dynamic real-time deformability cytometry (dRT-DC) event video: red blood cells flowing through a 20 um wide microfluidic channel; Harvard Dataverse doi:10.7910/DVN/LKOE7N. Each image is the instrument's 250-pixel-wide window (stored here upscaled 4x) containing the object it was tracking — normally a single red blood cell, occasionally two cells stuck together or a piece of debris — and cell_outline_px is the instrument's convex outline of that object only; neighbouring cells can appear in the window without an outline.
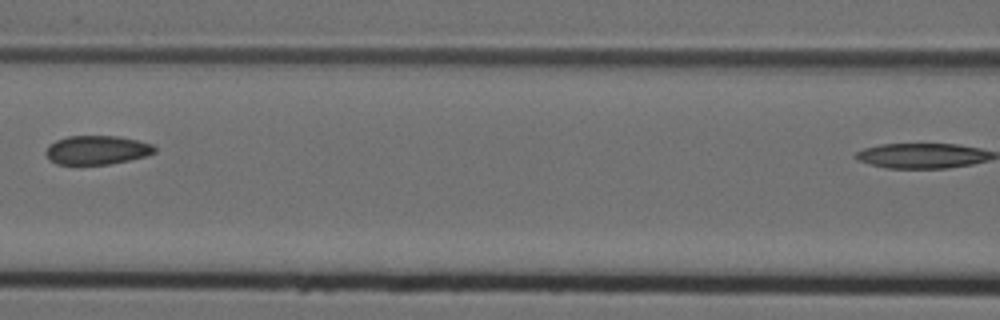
{"species": "Egyptian fruit bat (a non-hibernating species)", "species_latin": "Rousettus aegyptiacus", "temperature_condition": "cold", "stored_images_in_passage": 8, "camera_frame_rate_fps": 3000, "um_per_image_px": 0.085, "animal": {"sex": "female"}, "frame": {"image": 1, "passage_image": 6, "time_ms": 1.667, "image_size_px": [1000, 320], "cell_outline_px": [[156, 152], [144, 156], [128, 160], [108, 164], [56, 164], [44, 152], [48, 144], [56, 140], [68, 136], [120, 136], [152, 144], [156, 148]], "centroid_in_image_um": [8.22, 12.74], "position_along_channel_um": 158.4, "area_um2": 18.21}}
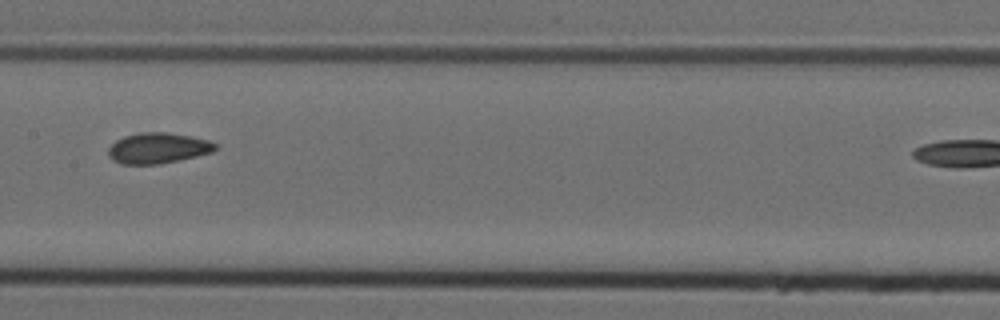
{"frame": {"image": 2, "passage_image": 7, "time_ms": 2.0, "image_size_px": [1000, 320], "cell_outline_px": [[216, 148], [212, 152], [196, 156], [160, 164], [120, 164], [112, 160], [108, 156], [108, 148], [116, 140], [124, 136], [144, 132], [164, 132], [192, 136], [208, 140], [216, 144]], "centroid_in_image_um": [13.39, 12.59], "position_along_channel_um": 194.0, "area_um2": 19.07}}